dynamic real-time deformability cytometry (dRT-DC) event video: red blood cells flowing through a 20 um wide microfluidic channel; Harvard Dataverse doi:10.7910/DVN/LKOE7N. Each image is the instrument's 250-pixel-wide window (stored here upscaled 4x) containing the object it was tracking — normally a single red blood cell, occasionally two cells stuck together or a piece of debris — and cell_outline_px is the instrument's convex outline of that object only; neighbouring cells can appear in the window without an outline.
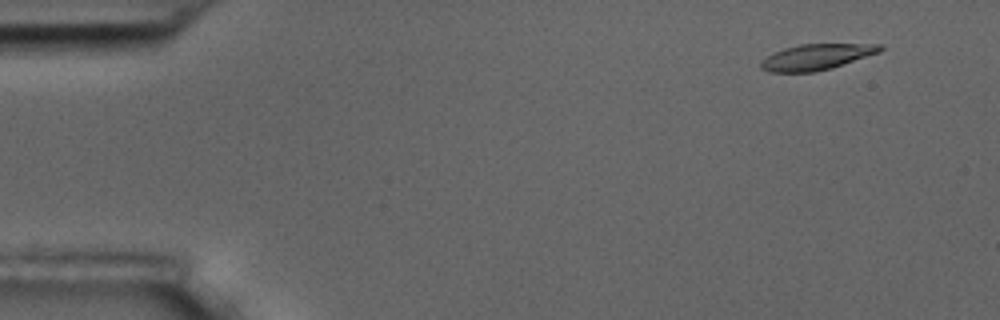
{"species": "common noctule bat (a hibernating species)", "species_latin": "Nyctalus noctula", "temperature_condition": "room temperature", "stored_images_in_passage": 5, "camera_frame_rate_fps": 3000, "um_per_image_px": 0.085, "animal": {"sex": "male", "body_mass_g": 17.5, "forearm_length_mm": 52.3}, "frame": {"image": 1, "passage_image": 2, "time_ms": 1.0, "image_size_px": [1000, 320], "cell_outline_px": [[884, 48], [880, 52], [832, 68], [812, 72], [768, 72], [760, 68], [760, 64], [772, 52], [784, 48], [800, 44], [884, 44]], "centroid_in_image_um": [69.41, 4.83], "position_along_channel_um": 15.6, "area_um2": 17.92}}